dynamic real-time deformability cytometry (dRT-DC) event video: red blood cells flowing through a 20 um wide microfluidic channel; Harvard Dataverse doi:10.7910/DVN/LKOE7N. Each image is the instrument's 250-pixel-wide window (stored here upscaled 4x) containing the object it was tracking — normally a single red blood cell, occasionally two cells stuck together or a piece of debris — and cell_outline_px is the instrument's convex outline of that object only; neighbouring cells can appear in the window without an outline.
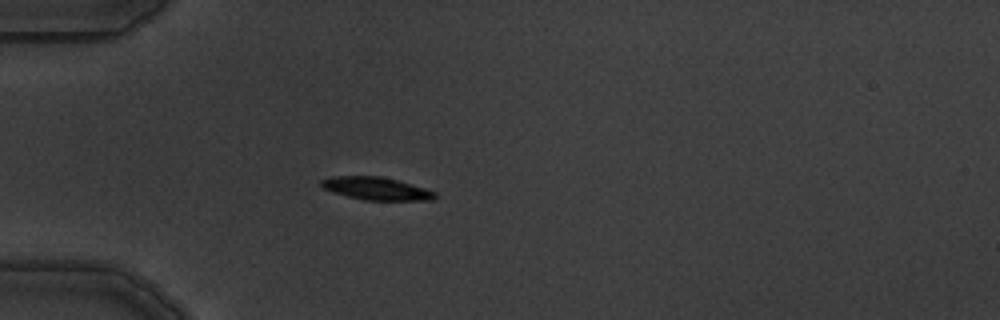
{"species": "common noctule bat (a hibernating species)", "species_latin": "Nyctalus noctula", "temperature_condition": "warm", "stored_images_in_passage": 1, "camera_frame_rate_fps": 3000, "um_per_image_px": 0.085, "animal": {"sex": "male", "body_mass_g": 19.5, "forearm_length_mm": 54.6}, "frame": {"image": 1, "passage_image": 1, "time_ms": 0.0, "image_size_px": [1000, 320], "cell_outline_px": [[440, 196], [432, 200], [364, 200], [348, 196], [324, 188], [320, 184], [320, 180], [336, 176], [380, 176], [396, 180], [424, 188], [436, 192]], "centroid_in_image_um": [32.03, 16.03], "position_along_channel_um": 53.0, "area_um2": 14.85}}